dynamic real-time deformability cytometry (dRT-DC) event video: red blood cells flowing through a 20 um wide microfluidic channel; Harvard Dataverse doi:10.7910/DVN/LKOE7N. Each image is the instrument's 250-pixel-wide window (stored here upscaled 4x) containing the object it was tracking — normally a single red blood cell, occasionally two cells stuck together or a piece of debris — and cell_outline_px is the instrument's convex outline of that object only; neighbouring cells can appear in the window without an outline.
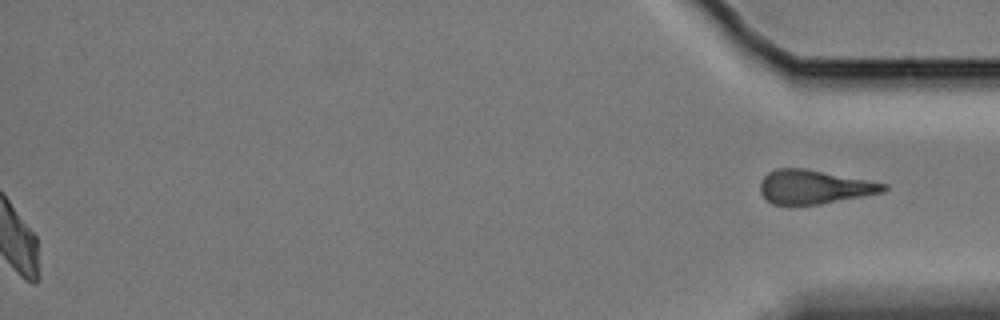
{"species": "Egyptian fruit bat (a non-hibernating species)", "species_latin": "Rousettus aegyptiacus", "temperature_condition": "cold", "stored_images_in_passage": 52, "segment_of_instrument_passage": [2, 2], "camera_frame_rate_fps": 3000, "um_per_image_px": 0.085, "animal": {"sex": "female"}, "frame": {"image": 1, "passage_image": 52, "time_ms": 17.0, "image_size_px": [1000, 320], "cell_outline_px": [[888, 188], [884, 192], [820, 204], [772, 204], [760, 192], [760, 184], [764, 176], [768, 172], [776, 168], [804, 168], [888, 184]], "centroid_in_image_um": [69.2, 15.88], "position_along_channel_um": 366.0, "area_um2": 24.1}}